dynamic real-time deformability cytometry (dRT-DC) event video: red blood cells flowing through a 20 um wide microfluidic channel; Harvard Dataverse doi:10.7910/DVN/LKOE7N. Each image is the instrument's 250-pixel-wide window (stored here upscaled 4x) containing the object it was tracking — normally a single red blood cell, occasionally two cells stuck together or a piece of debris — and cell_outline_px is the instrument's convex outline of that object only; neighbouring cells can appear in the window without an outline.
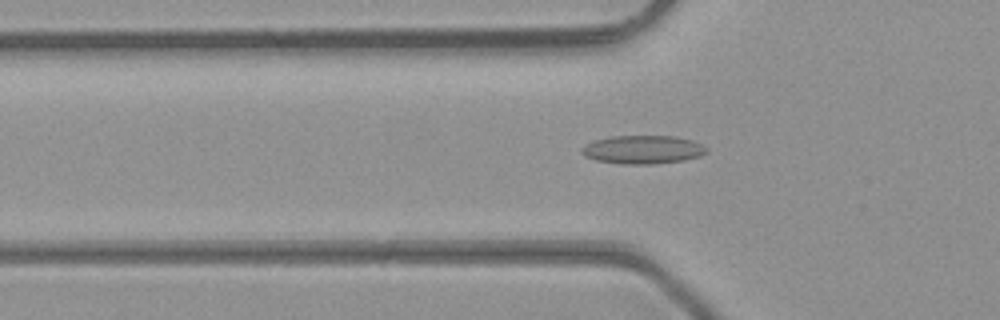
{"species": "common noctule bat (a hibernating species)", "species_latin": "Nyctalus noctula", "temperature_condition": "room temperature", "stored_images_in_passage": 45, "camera_frame_rate_fps": 3000, "um_per_image_px": 0.085, "animal": {"sex": "male", "body_mass_g": 23.1, "forearm_length_mm": 52.7}, "frame": {"image": 1, "passage_image": 13, "time_ms": 4.0, "image_size_px": [1000, 320], "cell_outline_px": [[708, 152], [700, 156], [684, 160], [652, 164], [620, 164], [596, 160], [584, 156], [580, 152], [580, 148], [584, 144], [596, 140], [612, 136], [676, 136], [692, 140], [708, 148]], "centroid_in_image_um": [54.62, 12.72], "position_along_channel_um": 71.2, "area_um2": 20.81}}
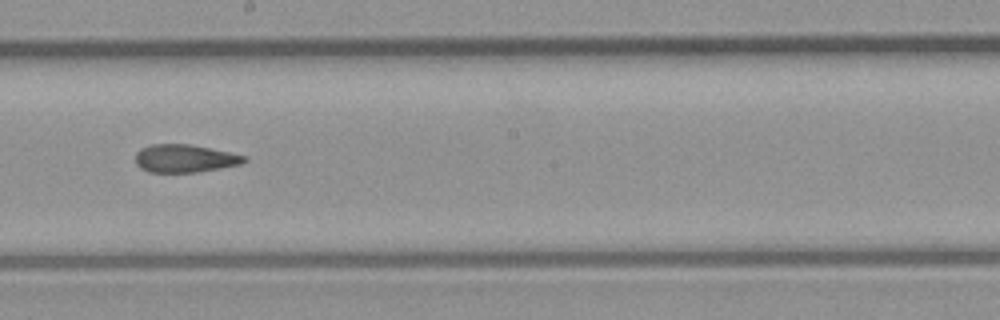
{"frame": {"image": 2, "passage_image": 24, "time_ms": 7.667, "image_size_px": [1000, 320], "cell_outline_px": [[248, 160], [244, 164], [196, 172], [148, 172], [140, 168], [136, 164], [136, 152], [140, 148], [152, 144], [188, 144], [248, 156]], "centroid_in_image_um": [15.71, 13.47], "position_along_channel_um": 232.5, "area_um2": 17.74}}
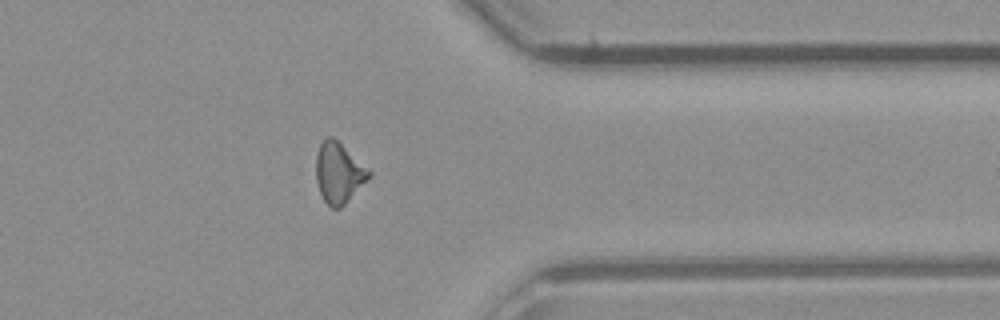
{"frame": {"image": 3, "passage_image": 35, "time_ms": 11.333, "image_size_px": [1000, 320], "cell_outline_px": [[372, 176], [340, 208], [332, 208], [324, 200], [320, 192], [316, 180], [316, 152], [320, 144], [328, 136], [332, 136], [368, 168], [372, 172]], "centroid_in_image_um": [28.79, 14.69], "position_along_channel_um": 382.6, "area_um2": 18.5}, "authors_computed_cell_mechanics": {"area_um2": 18.496, "velocity_mm_per_s": 4.3627, "shape_relaxation_time_tau1_ms": null, "shape_relaxation_time_tau2_ms": 3.1282, "deformation_change_tau1": null, "deformation_change_tau2": 0.1164}}